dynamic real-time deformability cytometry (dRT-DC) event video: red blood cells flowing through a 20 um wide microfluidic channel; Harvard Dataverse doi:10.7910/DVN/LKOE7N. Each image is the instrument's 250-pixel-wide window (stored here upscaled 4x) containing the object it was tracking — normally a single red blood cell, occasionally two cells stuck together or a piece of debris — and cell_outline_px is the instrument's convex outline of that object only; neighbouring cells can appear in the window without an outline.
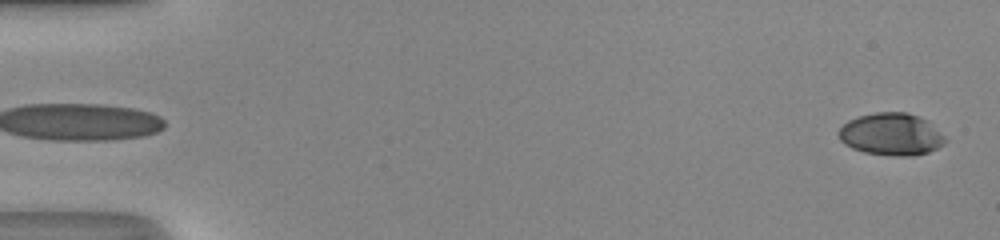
{"species": "human", "species_latin": "Homo sapiens", "temperature_condition": "room temperature", "stored_images_in_passage": 49, "camera_frame_rate_fps": 3000, "um_per_image_px": 0.085, "donor": {"sex": "male"}, "frame": {"image": 1, "passage_image": 1, "time_ms": 0.0, "image_size_px": [1000, 240], "cell_outline_px": [[944, 144], [928, 152], [912, 156], [896, 156], [864, 152], [852, 148], [844, 144], [840, 140], [836, 132], [848, 120], [860, 116], [876, 112], [908, 112], [928, 120], [944, 136]], "centroid_in_image_um": [75.73, 11.41], "position_along_channel_um": 9.3, "area_um2": 26.24}}
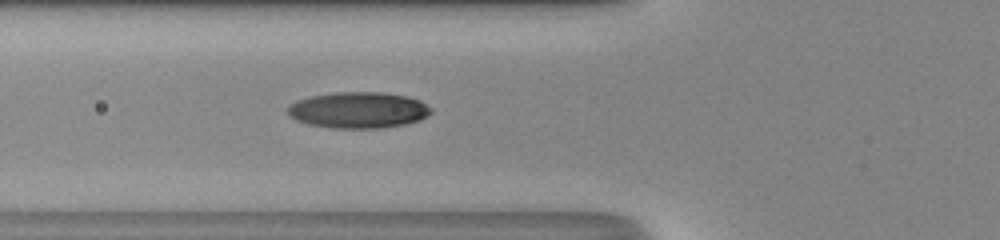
{"frame": {"image": 2, "passage_image": 19, "time_ms": 6.0, "image_size_px": [1000, 240], "cell_outline_px": [[432, 112], [428, 116], [420, 120], [404, 124], [380, 128], [332, 128], [308, 124], [296, 120], [288, 116], [288, 108], [296, 100], [312, 96], [332, 92], [380, 92], [408, 96], [420, 100], [432, 108]], "centroid_in_image_um": [30.48, 9.35], "position_along_channel_um": 95.3, "area_um2": 30.35}}
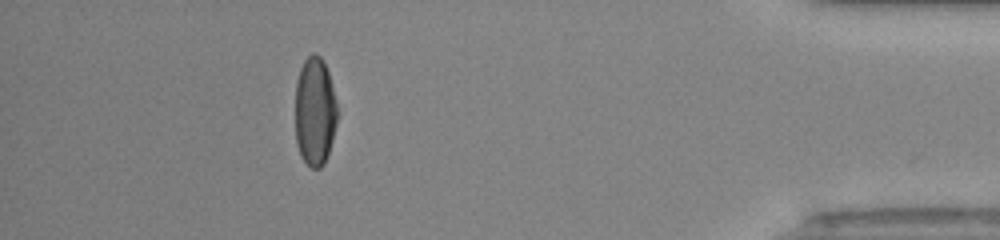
{"frame": {"image": 3, "passage_image": 44, "time_ms": 14.333, "image_size_px": [1000, 240], "cell_outline_px": [[336, 124], [332, 140], [324, 164], [320, 168], [312, 168], [300, 156], [296, 144], [296, 80], [300, 68], [304, 60], [312, 52], [316, 52], [324, 60], [328, 72], [336, 100]], "centroid_in_image_um": [26.75, 9.44], "position_along_channel_um": 408.5, "area_um2": 26.65}, "authors_computed_cell_mechanics": {"area_um2": 28.1486, "velocity_mm_per_s": 4.3598, "shape_relaxation_time_tau1_ms": 7.34, "shape_relaxation_time_tau2_ms": 1.2506, "deformation_change_tau1": 0.2571, "deformation_change_tau2": 0.0543}}